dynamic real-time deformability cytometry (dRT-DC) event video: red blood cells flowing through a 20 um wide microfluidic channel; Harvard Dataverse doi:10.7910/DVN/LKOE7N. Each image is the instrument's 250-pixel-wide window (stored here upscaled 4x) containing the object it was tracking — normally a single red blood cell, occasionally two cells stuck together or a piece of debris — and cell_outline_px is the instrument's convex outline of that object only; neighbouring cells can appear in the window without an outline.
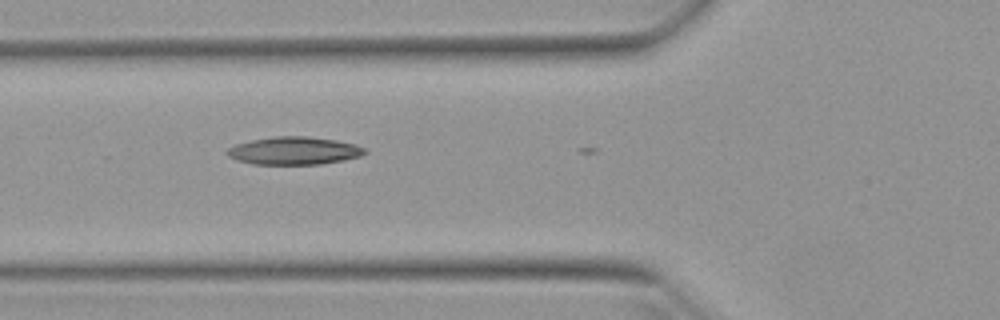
{"species": "Egyptian fruit bat (a non-hibernating species)", "species_latin": "Rousettus aegyptiacus", "temperature_condition": "warm", "stored_images_in_passage": 6, "camera_frame_rate_fps": 3000, "um_per_image_px": 0.085, "animal": {"sex": "female"}, "frame": {"image": 1, "passage_image": 3, "time_ms": 0.667, "image_size_px": [1000, 320], "cell_outline_px": [[368, 152], [360, 156], [344, 160], [320, 164], [252, 164], [236, 160], [228, 156], [224, 152], [228, 148], [236, 144], [252, 140], [276, 136], [308, 136], [336, 140], [356, 144], [364, 148]], "centroid_in_image_um": [24.99, 12.81], "position_along_channel_um": 100.8, "area_um2": 22.37}}
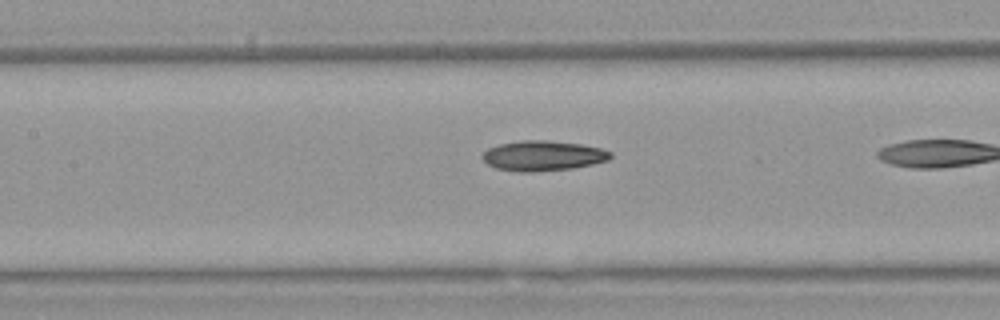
{"frame": {"image": 2, "passage_image": 5, "time_ms": 1.333, "image_size_px": [1000, 320], "cell_outline_px": [[612, 156], [608, 160], [592, 164], [572, 168], [532, 172], [520, 172], [496, 168], [488, 164], [480, 156], [488, 148], [500, 144], [520, 140], [548, 140], [580, 144], [600, 148], [612, 152]], "centroid_in_image_um": [46.14, 13.23], "position_along_channel_um": 161.3, "area_um2": 22.43}}